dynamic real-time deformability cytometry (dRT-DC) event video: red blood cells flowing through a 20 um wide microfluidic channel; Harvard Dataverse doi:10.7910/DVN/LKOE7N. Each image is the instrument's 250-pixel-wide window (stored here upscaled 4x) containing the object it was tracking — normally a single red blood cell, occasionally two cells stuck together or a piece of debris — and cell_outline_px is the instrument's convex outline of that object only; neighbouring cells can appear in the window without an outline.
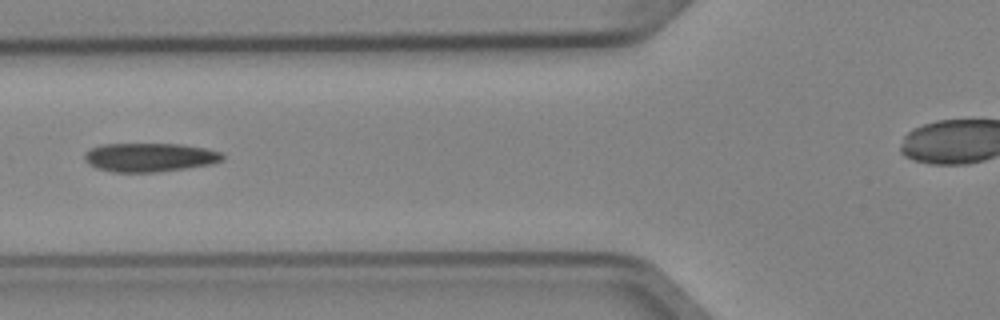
{"species": "Egyptian fruit bat (a non-hibernating species)", "species_latin": "Rousettus aegyptiacus", "temperature_condition": "cold", "stored_images_in_passage": 5, "camera_frame_rate_fps": 3000, "um_per_image_px": 0.085, "animal": {"sex": "female"}, "frame": {"image": 1, "passage_image": 4, "time_ms": 1.0, "image_size_px": [1000, 320], "cell_outline_px": [[224, 160], [212, 164], [156, 172], [116, 172], [96, 168], [84, 160], [84, 156], [92, 148], [100, 144], [180, 144], [204, 148], [224, 152]], "centroid_in_image_um": [12.76, 13.37], "position_along_channel_um": 113.0, "area_um2": 23.06}}
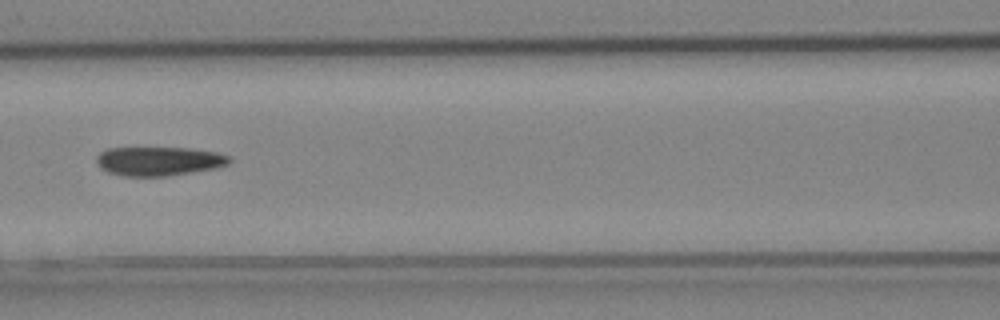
{"frame": {"image": 2, "passage_image": 5, "time_ms": 1.333, "image_size_px": [1000, 320], "cell_outline_px": [[232, 160], [228, 164], [216, 168], [168, 176], [124, 176], [108, 172], [100, 168], [96, 160], [96, 156], [100, 152], [108, 148], [188, 148], [216, 152], [228, 156]], "centroid_in_image_um": [13.49, 13.7], "position_along_channel_um": 153.1, "area_um2": 22.43}}